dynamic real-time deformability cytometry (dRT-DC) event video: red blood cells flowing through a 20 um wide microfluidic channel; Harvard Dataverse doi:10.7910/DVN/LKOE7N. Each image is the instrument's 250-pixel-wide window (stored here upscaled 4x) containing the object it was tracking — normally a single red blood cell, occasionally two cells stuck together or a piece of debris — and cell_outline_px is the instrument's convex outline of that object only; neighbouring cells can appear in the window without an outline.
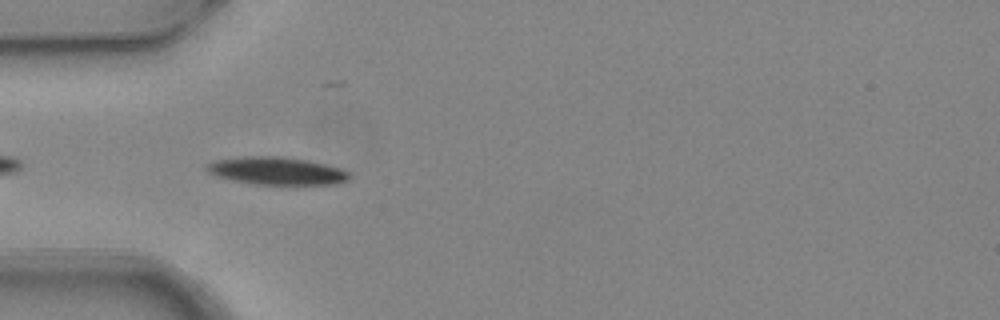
{"species": "common noctule bat (a hibernating species)", "species_latin": "Nyctalus noctula", "temperature_condition": "warm", "stored_images_in_passage": 6, "camera_frame_rate_fps": 3000, "um_per_image_px": 0.085, "animal": {"sex": "female", "body_mass_g": 24.6, "forearm_length_mm": 56.2}, "frame": {"image": 1, "passage_image": 5, "time_ms": 1.333, "image_size_px": [1000, 320], "cell_outline_px": [[352, 176], [348, 180], [336, 184], [252, 184], [232, 180], [216, 176], [208, 172], [204, 168], [204, 164], [216, 160], [244, 156], [284, 156], [308, 160], [340, 168], [348, 172]], "centroid_in_image_um": [23.49, 14.52], "position_along_channel_um": 61.5, "area_um2": 23.18}}
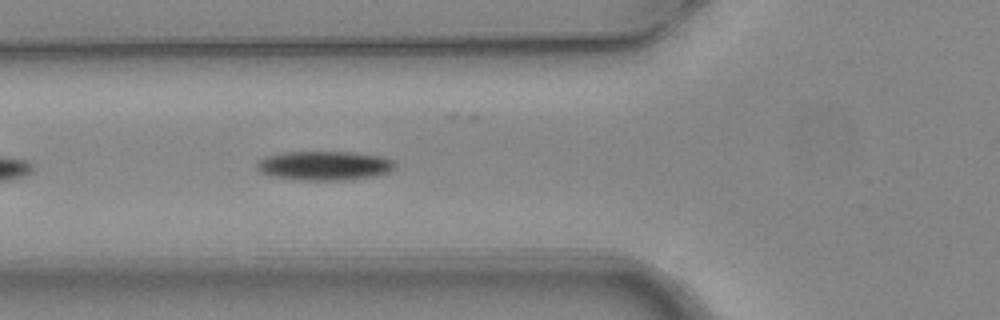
{"frame": {"image": 2, "passage_image": 6, "time_ms": 1.667, "image_size_px": [1000, 320], "cell_outline_px": [[396, 164], [388, 172], [376, 176], [344, 180], [300, 180], [272, 176], [260, 172], [256, 168], [256, 164], [264, 156], [284, 152], [352, 152], [380, 156], [392, 160]], "centroid_in_image_um": [27.54, 14.08], "position_along_channel_um": 98.3, "area_um2": 23.47}}